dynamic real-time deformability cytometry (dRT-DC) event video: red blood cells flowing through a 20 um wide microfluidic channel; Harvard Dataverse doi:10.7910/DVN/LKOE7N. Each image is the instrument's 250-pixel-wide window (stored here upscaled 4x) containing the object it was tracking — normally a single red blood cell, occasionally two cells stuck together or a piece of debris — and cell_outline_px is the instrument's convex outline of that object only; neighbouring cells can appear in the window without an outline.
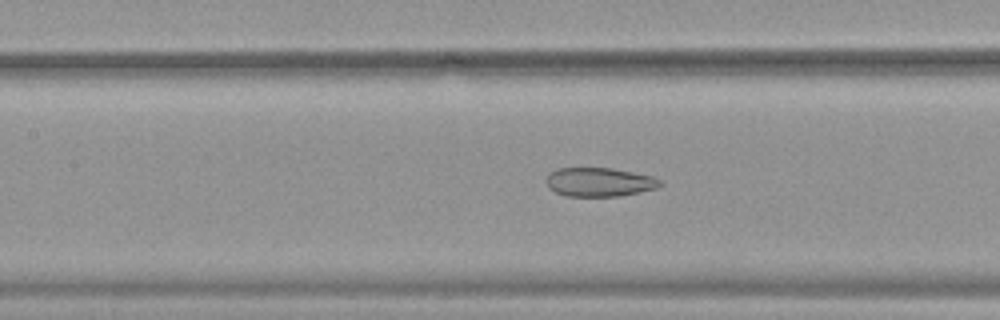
{"species": "common noctule bat (a hibernating species)", "species_latin": "Nyctalus noctula", "temperature_condition": "warm", "stored_images_in_passage": 53, "camera_frame_rate_fps": 3000, "um_per_image_px": 0.085, "animal": {"sex": "female", "body_mass_g": 19.9}, "frame": {"image": 1, "passage_image": 25, "time_ms": 8.0, "image_size_px": [1000, 320], "cell_outline_px": [[664, 184], [656, 188], [640, 192], [620, 196], [564, 196], [548, 188], [548, 172], [556, 168], [612, 168], [652, 176], [660, 180]], "centroid_in_image_um": [50.94, 15.47], "position_along_channel_um": 156.5, "area_um2": 19.19}}
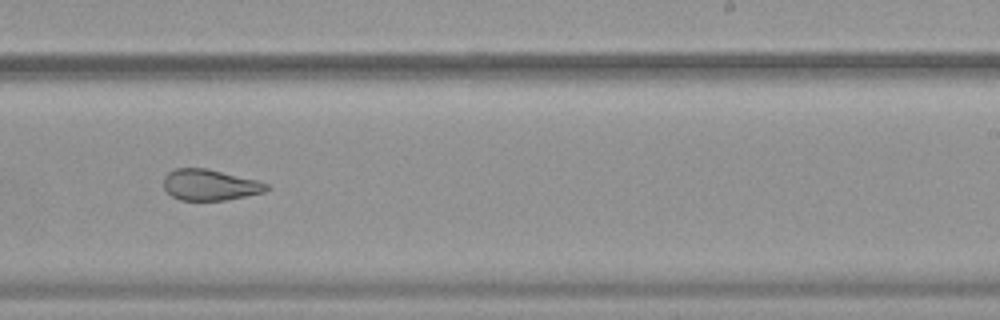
{"frame": {"image": 2, "passage_image": 34, "time_ms": 11.0, "image_size_px": [1000, 320], "cell_outline_px": [[268, 188], [264, 192], [228, 200], [180, 200], [172, 196], [164, 188], [164, 176], [168, 172], [176, 168], [208, 168], [256, 180], [268, 184]], "centroid_in_image_um": [17.82, 15.71], "position_along_channel_um": 271.2, "area_um2": 18.55}}
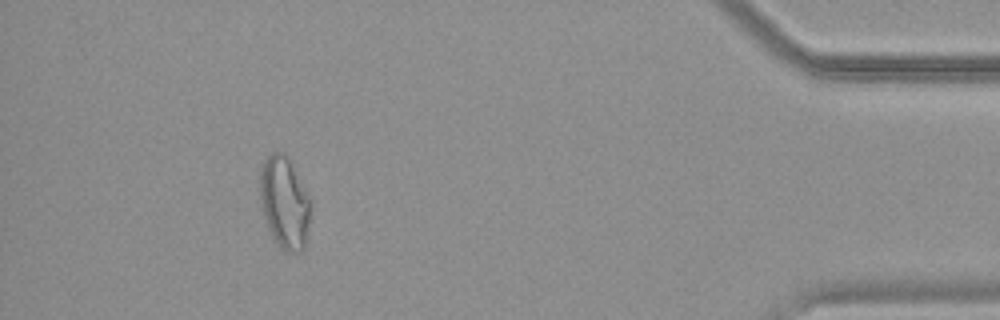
{"frame": {"image": 3, "passage_image": 49, "time_ms": 16.0, "image_size_px": [1000, 320], "cell_outline_px": [[312, 204], [304, 248], [300, 252], [288, 252], [280, 248], [276, 244], [268, 228], [264, 216], [260, 200], [260, 172], [264, 160], [272, 152], [284, 152], [288, 156], [312, 200]], "centroid_in_image_um": [24.2, 17.21], "position_along_channel_um": 411.0, "area_um2": 27.46}, "authors_computed_cell_mechanics": {"area_um2": 25.4898, "velocity_mm_per_s": 3.845, "shape_relaxation_time_tau1_ms": null, "shape_relaxation_time_tau2_ms": 1.8754, "deformation_change_tau1": null, "deformation_change_tau2": 0.0922}}